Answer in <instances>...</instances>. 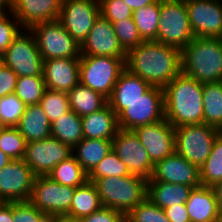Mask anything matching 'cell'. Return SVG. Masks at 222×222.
Listing matches in <instances>:
<instances>
[{
    "mask_svg": "<svg viewBox=\"0 0 222 222\" xmlns=\"http://www.w3.org/2000/svg\"><path fill=\"white\" fill-rule=\"evenodd\" d=\"M24 28L11 11L0 13V55Z\"/></svg>",
    "mask_w": 222,
    "mask_h": 222,
    "instance_id": "obj_42",
    "label": "cell"
},
{
    "mask_svg": "<svg viewBox=\"0 0 222 222\" xmlns=\"http://www.w3.org/2000/svg\"><path fill=\"white\" fill-rule=\"evenodd\" d=\"M126 175H130L127 166L112 150L88 174V181L94 182L96 179H101L104 177H123Z\"/></svg>",
    "mask_w": 222,
    "mask_h": 222,
    "instance_id": "obj_37",
    "label": "cell"
},
{
    "mask_svg": "<svg viewBox=\"0 0 222 222\" xmlns=\"http://www.w3.org/2000/svg\"><path fill=\"white\" fill-rule=\"evenodd\" d=\"M17 78V74L12 69L6 65L2 66L0 69V97L7 96L15 91Z\"/></svg>",
    "mask_w": 222,
    "mask_h": 222,
    "instance_id": "obj_46",
    "label": "cell"
},
{
    "mask_svg": "<svg viewBox=\"0 0 222 222\" xmlns=\"http://www.w3.org/2000/svg\"><path fill=\"white\" fill-rule=\"evenodd\" d=\"M26 140L17 127H4L0 132V149L12 160H21L26 151Z\"/></svg>",
    "mask_w": 222,
    "mask_h": 222,
    "instance_id": "obj_38",
    "label": "cell"
},
{
    "mask_svg": "<svg viewBox=\"0 0 222 222\" xmlns=\"http://www.w3.org/2000/svg\"><path fill=\"white\" fill-rule=\"evenodd\" d=\"M125 220L126 215L121 211L102 207L100 210L79 219L77 222H125Z\"/></svg>",
    "mask_w": 222,
    "mask_h": 222,
    "instance_id": "obj_45",
    "label": "cell"
},
{
    "mask_svg": "<svg viewBox=\"0 0 222 222\" xmlns=\"http://www.w3.org/2000/svg\"><path fill=\"white\" fill-rule=\"evenodd\" d=\"M46 85L43 76H21L17 78L14 93L29 105H37L43 97Z\"/></svg>",
    "mask_w": 222,
    "mask_h": 222,
    "instance_id": "obj_35",
    "label": "cell"
},
{
    "mask_svg": "<svg viewBox=\"0 0 222 222\" xmlns=\"http://www.w3.org/2000/svg\"><path fill=\"white\" fill-rule=\"evenodd\" d=\"M156 0H124V2L129 6L131 11L146 7L154 3Z\"/></svg>",
    "mask_w": 222,
    "mask_h": 222,
    "instance_id": "obj_49",
    "label": "cell"
},
{
    "mask_svg": "<svg viewBox=\"0 0 222 222\" xmlns=\"http://www.w3.org/2000/svg\"><path fill=\"white\" fill-rule=\"evenodd\" d=\"M81 56H111L126 59L127 52L122 48L112 23L99 16L86 39L80 45Z\"/></svg>",
    "mask_w": 222,
    "mask_h": 222,
    "instance_id": "obj_17",
    "label": "cell"
},
{
    "mask_svg": "<svg viewBox=\"0 0 222 222\" xmlns=\"http://www.w3.org/2000/svg\"><path fill=\"white\" fill-rule=\"evenodd\" d=\"M204 123L222 131V81L203 83Z\"/></svg>",
    "mask_w": 222,
    "mask_h": 222,
    "instance_id": "obj_31",
    "label": "cell"
},
{
    "mask_svg": "<svg viewBox=\"0 0 222 222\" xmlns=\"http://www.w3.org/2000/svg\"><path fill=\"white\" fill-rule=\"evenodd\" d=\"M3 65H4L3 56L0 55V69L2 68Z\"/></svg>",
    "mask_w": 222,
    "mask_h": 222,
    "instance_id": "obj_55",
    "label": "cell"
},
{
    "mask_svg": "<svg viewBox=\"0 0 222 222\" xmlns=\"http://www.w3.org/2000/svg\"><path fill=\"white\" fill-rule=\"evenodd\" d=\"M34 178L23 159L11 160L0 169V200L7 203L30 201Z\"/></svg>",
    "mask_w": 222,
    "mask_h": 222,
    "instance_id": "obj_15",
    "label": "cell"
},
{
    "mask_svg": "<svg viewBox=\"0 0 222 222\" xmlns=\"http://www.w3.org/2000/svg\"><path fill=\"white\" fill-rule=\"evenodd\" d=\"M112 150L125 163L130 174L146 180L151 178L154 164L132 130L119 129L112 139Z\"/></svg>",
    "mask_w": 222,
    "mask_h": 222,
    "instance_id": "obj_14",
    "label": "cell"
},
{
    "mask_svg": "<svg viewBox=\"0 0 222 222\" xmlns=\"http://www.w3.org/2000/svg\"><path fill=\"white\" fill-rule=\"evenodd\" d=\"M147 182H169L195 188L201 185L200 170L174 152L154 165L151 178Z\"/></svg>",
    "mask_w": 222,
    "mask_h": 222,
    "instance_id": "obj_19",
    "label": "cell"
},
{
    "mask_svg": "<svg viewBox=\"0 0 222 222\" xmlns=\"http://www.w3.org/2000/svg\"><path fill=\"white\" fill-rule=\"evenodd\" d=\"M125 61L111 56H80V83L108 100L126 69Z\"/></svg>",
    "mask_w": 222,
    "mask_h": 222,
    "instance_id": "obj_7",
    "label": "cell"
},
{
    "mask_svg": "<svg viewBox=\"0 0 222 222\" xmlns=\"http://www.w3.org/2000/svg\"><path fill=\"white\" fill-rule=\"evenodd\" d=\"M175 130V152L199 169L211 153L214 140L221 132L205 123L183 125Z\"/></svg>",
    "mask_w": 222,
    "mask_h": 222,
    "instance_id": "obj_8",
    "label": "cell"
},
{
    "mask_svg": "<svg viewBox=\"0 0 222 222\" xmlns=\"http://www.w3.org/2000/svg\"><path fill=\"white\" fill-rule=\"evenodd\" d=\"M164 211L170 222H190L186 204L172 205Z\"/></svg>",
    "mask_w": 222,
    "mask_h": 222,
    "instance_id": "obj_47",
    "label": "cell"
},
{
    "mask_svg": "<svg viewBox=\"0 0 222 222\" xmlns=\"http://www.w3.org/2000/svg\"><path fill=\"white\" fill-rule=\"evenodd\" d=\"M185 204L190 222H219L220 211L213 188L203 185L192 188Z\"/></svg>",
    "mask_w": 222,
    "mask_h": 222,
    "instance_id": "obj_22",
    "label": "cell"
},
{
    "mask_svg": "<svg viewBox=\"0 0 222 222\" xmlns=\"http://www.w3.org/2000/svg\"><path fill=\"white\" fill-rule=\"evenodd\" d=\"M26 107L14 92L0 97V122L4 127H17Z\"/></svg>",
    "mask_w": 222,
    "mask_h": 222,
    "instance_id": "obj_39",
    "label": "cell"
},
{
    "mask_svg": "<svg viewBox=\"0 0 222 222\" xmlns=\"http://www.w3.org/2000/svg\"><path fill=\"white\" fill-rule=\"evenodd\" d=\"M134 23L144 41H156L160 20V0L133 11Z\"/></svg>",
    "mask_w": 222,
    "mask_h": 222,
    "instance_id": "obj_32",
    "label": "cell"
},
{
    "mask_svg": "<svg viewBox=\"0 0 222 222\" xmlns=\"http://www.w3.org/2000/svg\"><path fill=\"white\" fill-rule=\"evenodd\" d=\"M63 0H11V12L24 29L59 18Z\"/></svg>",
    "mask_w": 222,
    "mask_h": 222,
    "instance_id": "obj_21",
    "label": "cell"
},
{
    "mask_svg": "<svg viewBox=\"0 0 222 222\" xmlns=\"http://www.w3.org/2000/svg\"><path fill=\"white\" fill-rule=\"evenodd\" d=\"M10 10H11V0H0V13L7 12Z\"/></svg>",
    "mask_w": 222,
    "mask_h": 222,
    "instance_id": "obj_52",
    "label": "cell"
},
{
    "mask_svg": "<svg viewBox=\"0 0 222 222\" xmlns=\"http://www.w3.org/2000/svg\"><path fill=\"white\" fill-rule=\"evenodd\" d=\"M112 25L122 48L126 52L144 42L134 23L133 17L113 22Z\"/></svg>",
    "mask_w": 222,
    "mask_h": 222,
    "instance_id": "obj_41",
    "label": "cell"
},
{
    "mask_svg": "<svg viewBox=\"0 0 222 222\" xmlns=\"http://www.w3.org/2000/svg\"><path fill=\"white\" fill-rule=\"evenodd\" d=\"M57 216L45 215L39 222H53Z\"/></svg>",
    "mask_w": 222,
    "mask_h": 222,
    "instance_id": "obj_54",
    "label": "cell"
},
{
    "mask_svg": "<svg viewBox=\"0 0 222 222\" xmlns=\"http://www.w3.org/2000/svg\"><path fill=\"white\" fill-rule=\"evenodd\" d=\"M83 137L112 140L119 130L118 117L107 103L99 111L81 117Z\"/></svg>",
    "mask_w": 222,
    "mask_h": 222,
    "instance_id": "obj_23",
    "label": "cell"
},
{
    "mask_svg": "<svg viewBox=\"0 0 222 222\" xmlns=\"http://www.w3.org/2000/svg\"><path fill=\"white\" fill-rule=\"evenodd\" d=\"M193 187L169 182H147V198L163 210L185 204Z\"/></svg>",
    "mask_w": 222,
    "mask_h": 222,
    "instance_id": "obj_25",
    "label": "cell"
},
{
    "mask_svg": "<svg viewBox=\"0 0 222 222\" xmlns=\"http://www.w3.org/2000/svg\"><path fill=\"white\" fill-rule=\"evenodd\" d=\"M72 151L76 161L89 174L112 151V140L84 138Z\"/></svg>",
    "mask_w": 222,
    "mask_h": 222,
    "instance_id": "obj_26",
    "label": "cell"
},
{
    "mask_svg": "<svg viewBox=\"0 0 222 222\" xmlns=\"http://www.w3.org/2000/svg\"><path fill=\"white\" fill-rule=\"evenodd\" d=\"M199 170L203 186L212 188L222 181V131L214 140L211 153Z\"/></svg>",
    "mask_w": 222,
    "mask_h": 222,
    "instance_id": "obj_34",
    "label": "cell"
},
{
    "mask_svg": "<svg viewBox=\"0 0 222 222\" xmlns=\"http://www.w3.org/2000/svg\"><path fill=\"white\" fill-rule=\"evenodd\" d=\"M219 222H222V211H220Z\"/></svg>",
    "mask_w": 222,
    "mask_h": 222,
    "instance_id": "obj_56",
    "label": "cell"
},
{
    "mask_svg": "<svg viewBox=\"0 0 222 222\" xmlns=\"http://www.w3.org/2000/svg\"><path fill=\"white\" fill-rule=\"evenodd\" d=\"M51 136L73 149L84 139L81 117L69 110L51 123Z\"/></svg>",
    "mask_w": 222,
    "mask_h": 222,
    "instance_id": "obj_30",
    "label": "cell"
},
{
    "mask_svg": "<svg viewBox=\"0 0 222 222\" xmlns=\"http://www.w3.org/2000/svg\"><path fill=\"white\" fill-rule=\"evenodd\" d=\"M44 60L80 58V45L63 28L58 19L37 23L29 28Z\"/></svg>",
    "mask_w": 222,
    "mask_h": 222,
    "instance_id": "obj_9",
    "label": "cell"
},
{
    "mask_svg": "<svg viewBox=\"0 0 222 222\" xmlns=\"http://www.w3.org/2000/svg\"><path fill=\"white\" fill-rule=\"evenodd\" d=\"M100 15L111 23L132 17L133 12L124 0H98Z\"/></svg>",
    "mask_w": 222,
    "mask_h": 222,
    "instance_id": "obj_43",
    "label": "cell"
},
{
    "mask_svg": "<svg viewBox=\"0 0 222 222\" xmlns=\"http://www.w3.org/2000/svg\"><path fill=\"white\" fill-rule=\"evenodd\" d=\"M181 73L200 83L222 81V38L194 37L181 50Z\"/></svg>",
    "mask_w": 222,
    "mask_h": 222,
    "instance_id": "obj_3",
    "label": "cell"
},
{
    "mask_svg": "<svg viewBox=\"0 0 222 222\" xmlns=\"http://www.w3.org/2000/svg\"><path fill=\"white\" fill-rule=\"evenodd\" d=\"M4 128L3 124L0 122V132Z\"/></svg>",
    "mask_w": 222,
    "mask_h": 222,
    "instance_id": "obj_57",
    "label": "cell"
},
{
    "mask_svg": "<svg viewBox=\"0 0 222 222\" xmlns=\"http://www.w3.org/2000/svg\"><path fill=\"white\" fill-rule=\"evenodd\" d=\"M73 155L72 148L50 136L26 144L23 160L35 176H47L60 162Z\"/></svg>",
    "mask_w": 222,
    "mask_h": 222,
    "instance_id": "obj_13",
    "label": "cell"
},
{
    "mask_svg": "<svg viewBox=\"0 0 222 222\" xmlns=\"http://www.w3.org/2000/svg\"><path fill=\"white\" fill-rule=\"evenodd\" d=\"M100 16L98 0H63L58 20L81 45Z\"/></svg>",
    "mask_w": 222,
    "mask_h": 222,
    "instance_id": "obj_12",
    "label": "cell"
},
{
    "mask_svg": "<svg viewBox=\"0 0 222 222\" xmlns=\"http://www.w3.org/2000/svg\"><path fill=\"white\" fill-rule=\"evenodd\" d=\"M39 105L47 115L50 123L70 110L68 93L46 88Z\"/></svg>",
    "mask_w": 222,
    "mask_h": 222,
    "instance_id": "obj_36",
    "label": "cell"
},
{
    "mask_svg": "<svg viewBox=\"0 0 222 222\" xmlns=\"http://www.w3.org/2000/svg\"><path fill=\"white\" fill-rule=\"evenodd\" d=\"M147 181L130 174L123 177H104L93 183L97 187L103 207L127 215L147 197Z\"/></svg>",
    "mask_w": 222,
    "mask_h": 222,
    "instance_id": "obj_4",
    "label": "cell"
},
{
    "mask_svg": "<svg viewBox=\"0 0 222 222\" xmlns=\"http://www.w3.org/2000/svg\"><path fill=\"white\" fill-rule=\"evenodd\" d=\"M47 176L59 184L71 187L82 186L88 181V173L73 155L57 164Z\"/></svg>",
    "mask_w": 222,
    "mask_h": 222,
    "instance_id": "obj_33",
    "label": "cell"
},
{
    "mask_svg": "<svg viewBox=\"0 0 222 222\" xmlns=\"http://www.w3.org/2000/svg\"><path fill=\"white\" fill-rule=\"evenodd\" d=\"M53 222H77V221L61 216V217H56Z\"/></svg>",
    "mask_w": 222,
    "mask_h": 222,
    "instance_id": "obj_53",
    "label": "cell"
},
{
    "mask_svg": "<svg viewBox=\"0 0 222 222\" xmlns=\"http://www.w3.org/2000/svg\"><path fill=\"white\" fill-rule=\"evenodd\" d=\"M0 222H14L12 217V202L0 204Z\"/></svg>",
    "mask_w": 222,
    "mask_h": 222,
    "instance_id": "obj_48",
    "label": "cell"
},
{
    "mask_svg": "<svg viewBox=\"0 0 222 222\" xmlns=\"http://www.w3.org/2000/svg\"><path fill=\"white\" fill-rule=\"evenodd\" d=\"M128 222H170L165 211L154 205L147 197L127 215Z\"/></svg>",
    "mask_w": 222,
    "mask_h": 222,
    "instance_id": "obj_40",
    "label": "cell"
},
{
    "mask_svg": "<svg viewBox=\"0 0 222 222\" xmlns=\"http://www.w3.org/2000/svg\"><path fill=\"white\" fill-rule=\"evenodd\" d=\"M125 66L151 86L164 88L181 73V51L156 41H144L127 52Z\"/></svg>",
    "mask_w": 222,
    "mask_h": 222,
    "instance_id": "obj_1",
    "label": "cell"
},
{
    "mask_svg": "<svg viewBox=\"0 0 222 222\" xmlns=\"http://www.w3.org/2000/svg\"><path fill=\"white\" fill-rule=\"evenodd\" d=\"M102 203L96 185L87 181L76 187L69 212L64 216L78 221L102 208Z\"/></svg>",
    "mask_w": 222,
    "mask_h": 222,
    "instance_id": "obj_27",
    "label": "cell"
},
{
    "mask_svg": "<svg viewBox=\"0 0 222 222\" xmlns=\"http://www.w3.org/2000/svg\"><path fill=\"white\" fill-rule=\"evenodd\" d=\"M194 37L185 0H160L157 42L181 51Z\"/></svg>",
    "mask_w": 222,
    "mask_h": 222,
    "instance_id": "obj_6",
    "label": "cell"
},
{
    "mask_svg": "<svg viewBox=\"0 0 222 222\" xmlns=\"http://www.w3.org/2000/svg\"><path fill=\"white\" fill-rule=\"evenodd\" d=\"M195 37L222 38V0H185Z\"/></svg>",
    "mask_w": 222,
    "mask_h": 222,
    "instance_id": "obj_16",
    "label": "cell"
},
{
    "mask_svg": "<svg viewBox=\"0 0 222 222\" xmlns=\"http://www.w3.org/2000/svg\"><path fill=\"white\" fill-rule=\"evenodd\" d=\"M132 131L147 150L154 165L175 152V130L166 119L138 126Z\"/></svg>",
    "mask_w": 222,
    "mask_h": 222,
    "instance_id": "obj_18",
    "label": "cell"
},
{
    "mask_svg": "<svg viewBox=\"0 0 222 222\" xmlns=\"http://www.w3.org/2000/svg\"><path fill=\"white\" fill-rule=\"evenodd\" d=\"M46 88L68 93L80 82V58H54L43 61Z\"/></svg>",
    "mask_w": 222,
    "mask_h": 222,
    "instance_id": "obj_20",
    "label": "cell"
},
{
    "mask_svg": "<svg viewBox=\"0 0 222 222\" xmlns=\"http://www.w3.org/2000/svg\"><path fill=\"white\" fill-rule=\"evenodd\" d=\"M2 56L4 65L18 77L43 76V59L29 29H23Z\"/></svg>",
    "mask_w": 222,
    "mask_h": 222,
    "instance_id": "obj_10",
    "label": "cell"
},
{
    "mask_svg": "<svg viewBox=\"0 0 222 222\" xmlns=\"http://www.w3.org/2000/svg\"><path fill=\"white\" fill-rule=\"evenodd\" d=\"M163 90L165 119L174 128L204 123L203 83L180 73Z\"/></svg>",
    "mask_w": 222,
    "mask_h": 222,
    "instance_id": "obj_2",
    "label": "cell"
},
{
    "mask_svg": "<svg viewBox=\"0 0 222 222\" xmlns=\"http://www.w3.org/2000/svg\"><path fill=\"white\" fill-rule=\"evenodd\" d=\"M151 87L147 81L125 69L120 74L108 103L132 102L140 98Z\"/></svg>",
    "mask_w": 222,
    "mask_h": 222,
    "instance_id": "obj_28",
    "label": "cell"
},
{
    "mask_svg": "<svg viewBox=\"0 0 222 222\" xmlns=\"http://www.w3.org/2000/svg\"><path fill=\"white\" fill-rule=\"evenodd\" d=\"M76 187L65 186L48 176H35L30 202L46 215L65 216L70 208Z\"/></svg>",
    "mask_w": 222,
    "mask_h": 222,
    "instance_id": "obj_11",
    "label": "cell"
},
{
    "mask_svg": "<svg viewBox=\"0 0 222 222\" xmlns=\"http://www.w3.org/2000/svg\"><path fill=\"white\" fill-rule=\"evenodd\" d=\"M12 159L0 149V169L6 166Z\"/></svg>",
    "mask_w": 222,
    "mask_h": 222,
    "instance_id": "obj_51",
    "label": "cell"
},
{
    "mask_svg": "<svg viewBox=\"0 0 222 222\" xmlns=\"http://www.w3.org/2000/svg\"><path fill=\"white\" fill-rule=\"evenodd\" d=\"M108 104L116 113L119 129L122 130H133L165 119L164 90L160 87L152 86L132 102Z\"/></svg>",
    "mask_w": 222,
    "mask_h": 222,
    "instance_id": "obj_5",
    "label": "cell"
},
{
    "mask_svg": "<svg viewBox=\"0 0 222 222\" xmlns=\"http://www.w3.org/2000/svg\"><path fill=\"white\" fill-rule=\"evenodd\" d=\"M216 194L219 211H222V181L212 187Z\"/></svg>",
    "mask_w": 222,
    "mask_h": 222,
    "instance_id": "obj_50",
    "label": "cell"
},
{
    "mask_svg": "<svg viewBox=\"0 0 222 222\" xmlns=\"http://www.w3.org/2000/svg\"><path fill=\"white\" fill-rule=\"evenodd\" d=\"M45 215L30 201L12 202V217L14 222H39Z\"/></svg>",
    "mask_w": 222,
    "mask_h": 222,
    "instance_id": "obj_44",
    "label": "cell"
},
{
    "mask_svg": "<svg viewBox=\"0 0 222 222\" xmlns=\"http://www.w3.org/2000/svg\"><path fill=\"white\" fill-rule=\"evenodd\" d=\"M17 128L27 143L51 136V123L39 104L26 107Z\"/></svg>",
    "mask_w": 222,
    "mask_h": 222,
    "instance_id": "obj_24",
    "label": "cell"
},
{
    "mask_svg": "<svg viewBox=\"0 0 222 222\" xmlns=\"http://www.w3.org/2000/svg\"><path fill=\"white\" fill-rule=\"evenodd\" d=\"M68 99L70 110L80 117L99 111L108 103L104 96L80 82L68 92Z\"/></svg>",
    "mask_w": 222,
    "mask_h": 222,
    "instance_id": "obj_29",
    "label": "cell"
}]
</instances>
